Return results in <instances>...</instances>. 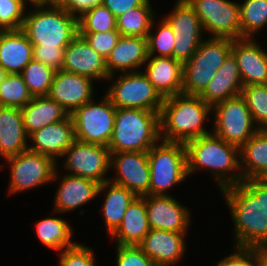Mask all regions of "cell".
Returning <instances> with one entry per match:
<instances>
[{"label": "cell", "instance_id": "1", "mask_svg": "<svg viewBox=\"0 0 267 266\" xmlns=\"http://www.w3.org/2000/svg\"><path fill=\"white\" fill-rule=\"evenodd\" d=\"M230 211L234 246L267 245V215L262 209V179H247L220 191Z\"/></svg>", "mask_w": 267, "mask_h": 266}, {"label": "cell", "instance_id": "2", "mask_svg": "<svg viewBox=\"0 0 267 266\" xmlns=\"http://www.w3.org/2000/svg\"><path fill=\"white\" fill-rule=\"evenodd\" d=\"M185 146L188 176L198 170H207L220 191L243 181L240 148L215 135L212 129L209 134L189 140Z\"/></svg>", "mask_w": 267, "mask_h": 266}, {"label": "cell", "instance_id": "3", "mask_svg": "<svg viewBox=\"0 0 267 266\" xmlns=\"http://www.w3.org/2000/svg\"><path fill=\"white\" fill-rule=\"evenodd\" d=\"M212 113V106L199 95L176 94L164 98L159 114L160 140L186 143L209 134L203 126Z\"/></svg>", "mask_w": 267, "mask_h": 266}, {"label": "cell", "instance_id": "4", "mask_svg": "<svg viewBox=\"0 0 267 266\" xmlns=\"http://www.w3.org/2000/svg\"><path fill=\"white\" fill-rule=\"evenodd\" d=\"M160 141L159 113L137 108H116L110 152H147Z\"/></svg>", "mask_w": 267, "mask_h": 266}, {"label": "cell", "instance_id": "5", "mask_svg": "<svg viewBox=\"0 0 267 266\" xmlns=\"http://www.w3.org/2000/svg\"><path fill=\"white\" fill-rule=\"evenodd\" d=\"M26 12L22 30L32 45L67 47L78 34V17L61 5L31 6Z\"/></svg>", "mask_w": 267, "mask_h": 266}, {"label": "cell", "instance_id": "6", "mask_svg": "<svg viewBox=\"0 0 267 266\" xmlns=\"http://www.w3.org/2000/svg\"><path fill=\"white\" fill-rule=\"evenodd\" d=\"M233 40L208 37L199 45L191 58L183 63V92L200 95L224 60L232 52Z\"/></svg>", "mask_w": 267, "mask_h": 266}, {"label": "cell", "instance_id": "7", "mask_svg": "<svg viewBox=\"0 0 267 266\" xmlns=\"http://www.w3.org/2000/svg\"><path fill=\"white\" fill-rule=\"evenodd\" d=\"M150 167L149 195H169L168 189L187 177L185 143L158 141L147 151Z\"/></svg>", "mask_w": 267, "mask_h": 266}, {"label": "cell", "instance_id": "8", "mask_svg": "<svg viewBox=\"0 0 267 266\" xmlns=\"http://www.w3.org/2000/svg\"><path fill=\"white\" fill-rule=\"evenodd\" d=\"M118 76L114 74L108 77L107 81H114L105 92L116 108H137L160 114L164 98L144 71L125 72Z\"/></svg>", "mask_w": 267, "mask_h": 266}, {"label": "cell", "instance_id": "9", "mask_svg": "<svg viewBox=\"0 0 267 266\" xmlns=\"http://www.w3.org/2000/svg\"><path fill=\"white\" fill-rule=\"evenodd\" d=\"M5 161L10 167L9 190H7L9 195L51 183L60 176L58 162L50 156L30 150L8 157Z\"/></svg>", "mask_w": 267, "mask_h": 266}, {"label": "cell", "instance_id": "10", "mask_svg": "<svg viewBox=\"0 0 267 266\" xmlns=\"http://www.w3.org/2000/svg\"><path fill=\"white\" fill-rule=\"evenodd\" d=\"M100 102L94 99L70 114L75 139L84 143L107 146L113 133L116 107L105 95Z\"/></svg>", "mask_w": 267, "mask_h": 266}, {"label": "cell", "instance_id": "11", "mask_svg": "<svg viewBox=\"0 0 267 266\" xmlns=\"http://www.w3.org/2000/svg\"><path fill=\"white\" fill-rule=\"evenodd\" d=\"M212 111V132L239 148L259 130L241 95L215 104Z\"/></svg>", "mask_w": 267, "mask_h": 266}, {"label": "cell", "instance_id": "12", "mask_svg": "<svg viewBox=\"0 0 267 266\" xmlns=\"http://www.w3.org/2000/svg\"><path fill=\"white\" fill-rule=\"evenodd\" d=\"M200 18L204 32L210 37L241 38L239 2L231 0H187Z\"/></svg>", "mask_w": 267, "mask_h": 266}, {"label": "cell", "instance_id": "13", "mask_svg": "<svg viewBox=\"0 0 267 266\" xmlns=\"http://www.w3.org/2000/svg\"><path fill=\"white\" fill-rule=\"evenodd\" d=\"M170 12L163 18L170 24L174 34L172 57L185 63L202 43L204 30L200 18L187 0H176Z\"/></svg>", "mask_w": 267, "mask_h": 266}, {"label": "cell", "instance_id": "14", "mask_svg": "<svg viewBox=\"0 0 267 266\" xmlns=\"http://www.w3.org/2000/svg\"><path fill=\"white\" fill-rule=\"evenodd\" d=\"M110 154L107 146L75 140L64 152L65 163L62 165L69 171L67 174L94 180L101 185L109 180L106 174L110 170Z\"/></svg>", "mask_w": 267, "mask_h": 266}, {"label": "cell", "instance_id": "15", "mask_svg": "<svg viewBox=\"0 0 267 266\" xmlns=\"http://www.w3.org/2000/svg\"><path fill=\"white\" fill-rule=\"evenodd\" d=\"M110 169L116 177L109 181L126 187L137 196L149 195L150 167L147 152H110Z\"/></svg>", "mask_w": 267, "mask_h": 266}, {"label": "cell", "instance_id": "16", "mask_svg": "<svg viewBox=\"0 0 267 266\" xmlns=\"http://www.w3.org/2000/svg\"><path fill=\"white\" fill-rule=\"evenodd\" d=\"M150 229L187 233L190 210L172 195H144Z\"/></svg>", "mask_w": 267, "mask_h": 266}, {"label": "cell", "instance_id": "17", "mask_svg": "<svg viewBox=\"0 0 267 266\" xmlns=\"http://www.w3.org/2000/svg\"><path fill=\"white\" fill-rule=\"evenodd\" d=\"M94 81L84 75L58 70L54 74L48 97L59 103L69 114L93 100Z\"/></svg>", "mask_w": 267, "mask_h": 266}, {"label": "cell", "instance_id": "18", "mask_svg": "<svg viewBox=\"0 0 267 266\" xmlns=\"http://www.w3.org/2000/svg\"><path fill=\"white\" fill-rule=\"evenodd\" d=\"M62 70L87 76L94 81H107L109 77L106 58L97 53L79 33L65 48Z\"/></svg>", "mask_w": 267, "mask_h": 266}, {"label": "cell", "instance_id": "19", "mask_svg": "<svg viewBox=\"0 0 267 266\" xmlns=\"http://www.w3.org/2000/svg\"><path fill=\"white\" fill-rule=\"evenodd\" d=\"M187 233L150 229L138 245L156 266H174L186 252Z\"/></svg>", "mask_w": 267, "mask_h": 266}, {"label": "cell", "instance_id": "20", "mask_svg": "<svg viewBox=\"0 0 267 266\" xmlns=\"http://www.w3.org/2000/svg\"><path fill=\"white\" fill-rule=\"evenodd\" d=\"M244 86L267 84V52L254 38L233 40L232 52Z\"/></svg>", "mask_w": 267, "mask_h": 266}, {"label": "cell", "instance_id": "21", "mask_svg": "<svg viewBox=\"0 0 267 266\" xmlns=\"http://www.w3.org/2000/svg\"><path fill=\"white\" fill-rule=\"evenodd\" d=\"M28 139L32 142L28 145V150L50 156L57 162L76 140L72 117L37 130L31 133Z\"/></svg>", "mask_w": 267, "mask_h": 266}, {"label": "cell", "instance_id": "22", "mask_svg": "<svg viewBox=\"0 0 267 266\" xmlns=\"http://www.w3.org/2000/svg\"><path fill=\"white\" fill-rule=\"evenodd\" d=\"M58 182L60 184L55 193L53 214L71 212L99 196L100 184L94 180L64 174Z\"/></svg>", "mask_w": 267, "mask_h": 266}, {"label": "cell", "instance_id": "23", "mask_svg": "<svg viewBox=\"0 0 267 266\" xmlns=\"http://www.w3.org/2000/svg\"><path fill=\"white\" fill-rule=\"evenodd\" d=\"M147 59V38L121 36L106 58L108 74L111 76L120 71L121 73L139 71Z\"/></svg>", "mask_w": 267, "mask_h": 266}, {"label": "cell", "instance_id": "24", "mask_svg": "<svg viewBox=\"0 0 267 266\" xmlns=\"http://www.w3.org/2000/svg\"><path fill=\"white\" fill-rule=\"evenodd\" d=\"M144 72L163 98L183 92V63L173 57L148 56Z\"/></svg>", "mask_w": 267, "mask_h": 266}, {"label": "cell", "instance_id": "25", "mask_svg": "<svg viewBox=\"0 0 267 266\" xmlns=\"http://www.w3.org/2000/svg\"><path fill=\"white\" fill-rule=\"evenodd\" d=\"M242 88L236 58L230 53L199 96L206 104L213 107L226 99L241 95Z\"/></svg>", "mask_w": 267, "mask_h": 266}, {"label": "cell", "instance_id": "26", "mask_svg": "<svg viewBox=\"0 0 267 266\" xmlns=\"http://www.w3.org/2000/svg\"><path fill=\"white\" fill-rule=\"evenodd\" d=\"M33 60V45L22 29L0 30V64L8 74H20Z\"/></svg>", "mask_w": 267, "mask_h": 266}, {"label": "cell", "instance_id": "27", "mask_svg": "<svg viewBox=\"0 0 267 266\" xmlns=\"http://www.w3.org/2000/svg\"><path fill=\"white\" fill-rule=\"evenodd\" d=\"M27 141L21 108L0 106V157L6 159L28 150Z\"/></svg>", "mask_w": 267, "mask_h": 266}, {"label": "cell", "instance_id": "28", "mask_svg": "<svg viewBox=\"0 0 267 266\" xmlns=\"http://www.w3.org/2000/svg\"><path fill=\"white\" fill-rule=\"evenodd\" d=\"M149 231L144 196H137L128 206L122 223L110 236L117 245L138 246Z\"/></svg>", "mask_w": 267, "mask_h": 266}, {"label": "cell", "instance_id": "29", "mask_svg": "<svg viewBox=\"0 0 267 266\" xmlns=\"http://www.w3.org/2000/svg\"><path fill=\"white\" fill-rule=\"evenodd\" d=\"M105 193L102 203V217L109 236L122 223L128 206L137 197L135 193L126 187L117 185L111 181H105L99 186L98 195Z\"/></svg>", "mask_w": 267, "mask_h": 266}, {"label": "cell", "instance_id": "30", "mask_svg": "<svg viewBox=\"0 0 267 266\" xmlns=\"http://www.w3.org/2000/svg\"><path fill=\"white\" fill-rule=\"evenodd\" d=\"M25 131L31 133L43 127L64 120L70 116L68 111L48 96L33 97L21 108Z\"/></svg>", "mask_w": 267, "mask_h": 266}, {"label": "cell", "instance_id": "31", "mask_svg": "<svg viewBox=\"0 0 267 266\" xmlns=\"http://www.w3.org/2000/svg\"><path fill=\"white\" fill-rule=\"evenodd\" d=\"M243 180L267 179V129H259L240 147Z\"/></svg>", "mask_w": 267, "mask_h": 266}, {"label": "cell", "instance_id": "32", "mask_svg": "<svg viewBox=\"0 0 267 266\" xmlns=\"http://www.w3.org/2000/svg\"><path fill=\"white\" fill-rule=\"evenodd\" d=\"M151 1L146 0L141 6L127 10L116 18V28L121 36L147 38L156 22Z\"/></svg>", "mask_w": 267, "mask_h": 266}, {"label": "cell", "instance_id": "33", "mask_svg": "<svg viewBox=\"0 0 267 266\" xmlns=\"http://www.w3.org/2000/svg\"><path fill=\"white\" fill-rule=\"evenodd\" d=\"M35 227L38 240L52 250L60 252L75 244L71 240L74 232L67 220L57 216L47 217L39 220Z\"/></svg>", "mask_w": 267, "mask_h": 266}, {"label": "cell", "instance_id": "34", "mask_svg": "<svg viewBox=\"0 0 267 266\" xmlns=\"http://www.w3.org/2000/svg\"><path fill=\"white\" fill-rule=\"evenodd\" d=\"M240 5L241 38H254L267 27V0H244Z\"/></svg>", "mask_w": 267, "mask_h": 266}, {"label": "cell", "instance_id": "35", "mask_svg": "<svg viewBox=\"0 0 267 266\" xmlns=\"http://www.w3.org/2000/svg\"><path fill=\"white\" fill-rule=\"evenodd\" d=\"M55 72L53 68L33 59L20 74L30 94L40 97L48 95Z\"/></svg>", "mask_w": 267, "mask_h": 266}, {"label": "cell", "instance_id": "36", "mask_svg": "<svg viewBox=\"0 0 267 266\" xmlns=\"http://www.w3.org/2000/svg\"><path fill=\"white\" fill-rule=\"evenodd\" d=\"M117 30L116 18L103 4L93 6L78 17V33Z\"/></svg>", "mask_w": 267, "mask_h": 266}, {"label": "cell", "instance_id": "37", "mask_svg": "<svg viewBox=\"0 0 267 266\" xmlns=\"http://www.w3.org/2000/svg\"><path fill=\"white\" fill-rule=\"evenodd\" d=\"M21 74H8L0 84V106L23 108L32 100Z\"/></svg>", "mask_w": 267, "mask_h": 266}, {"label": "cell", "instance_id": "38", "mask_svg": "<svg viewBox=\"0 0 267 266\" xmlns=\"http://www.w3.org/2000/svg\"><path fill=\"white\" fill-rule=\"evenodd\" d=\"M241 96L245 99L256 126L267 129V84L244 86Z\"/></svg>", "mask_w": 267, "mask_h": 266}, {"label": "cell", "instance_id": "39", "mask_svg": "<svg viewBox=\"0 0 267 266\" xmlns=\"http://www.w3.org/2000/svg\"><path fill=\"white\" fill-rule=\"evenodd\" d=\"M157 26V32L153 33L150 30L147 37L148 56L172 57L175 42L173 30L164 18L159 21Z\"/></svg>", "mask_w": 267, "mask_h": 266}, {"label": "cell", "instance_id": "40", "mask_svg": "<svg viewBox=\"0 0 267 266\" xmlns=\"http://www.w3.org/2000/svg\"><path fill=\"white\" fill-rule=\"evenodd\" d=\"M26 6L22 0H0V30L22 29Z\"/></svg>", "mask_w": 267, "mask_h": 266}, {"label": "cell", "instance_id": "41", "mask_svg": "<svg viewBox=\"0 0 267 266\" xmlns=\"http://www.w3.org/2000/svg\"><path fill=\"white\" fill-rule=\"evenodd\" d=\"M94 250L91 247L75 243L59 252V266H97Z\"/></svg>", "mask_w": 267, "mask_h": 266}, {"label": "cell", "instance_id": "42", "mask_svg": "<svg viewBox=\"0 0 267 266\" xmlns=\"http://www.w3.org/2000/svg\"><path fill=\"white\" fill-rule=\"evenodd\" d=\"M115 266H156L139 246L116 244Z\"/></svg>", "mask_w": 267, "mask_h": 266}, {"label": "cell", "instance_id": "43", "mask_svg": "<svg viewBox=\"0 0 267 266\" xmlns=\"http://www.w3.org/2000/svg\"><path fill=\"white\" fill-rule=\"evenodd\" d=\"M79 34L82 35L88 44L104 58H107L121 37L118 30Z\"/></svg>", "mask_w": 267, "mask_h": 266}, {"label": "cell", "instance_id": "44", "mask_svg": "<svg viewBox=\"0 0 267 266\" xmlns=\"http://www.w3.org/2000/svg\"><path fill=\"white\" fill-rule=\"evenodd\" d=\"M65 48L33 45V59L53 68L55 71L62 70Z\"/></svg>", "mask_w": 267, "mask_h": 266}, {"label": "cell", "instance_id": "45", "mask_svg": "<svg viewBox=\"0 0 267 266\" xmlns=\"http://www.w3.org/2000/svg\"><path fill=\"white\" fill-rule=\"evenodd\" d=\"M234 253L224 257L216 266H257L254 248L233 247Z\"/></svg>", "mask_w": 267, "mask_h": 266}, {"label": "cell", "instance_id": "46", "mask_svg": "<svg viewBox=\"0 0 267 266\" xmlns=\"http://www.w3.org/2000/svg\"><path fill=\"white\" fill-rule=\"evenodd\" d=\"M146 0H103V5L108 8L115 18L127 10L141 6Z\"/></svg>", "mask_w": 267, "mask_h": 266}, {"label": "cell", "instance_id": "47", "mask_svg": "<svg viewBox=\"0 0 267 266\" xmlns=\"http://www.w3.org/2000/svg\"><path fill=\"white\" fill-rule=\"evenodd\" d=\"M102 3L103 0H64L61 6L70 14L79 17L86 10Z\"/></svg>", "mask_w": 267, "mask_h": 266}, {"label": "cell", "instance_id": "48", "mask_svg": "<svg viewBox=\"0 0 267 266\" xmlns=\"http://www.w3.org/2000/svg\"><path fill=\"white\" fill-rule=\"evenodd\" d=\"M255 250L257 266H267V245L253 247Z\"/></svg>", "mask_w": 267, "mask_h": 266}, {"label": "cell", "instance_id": "49", "mask_svg": "<svg viewBox=\"0 0 267 266\" xmlns=\"http://www.w3.org/2000/svg\"><path fill=\"white\" fill-rule=\"evenodd\" d=\"M262 209L267 215V179H262Z\"/></svg>", "mask_w": 267, "mask_h": 266}, {"label": "cell", "instance_id": "50", "mask_svg": "<svg viewBox=\"0 0 267 266\" xmlns=\"http://www.w3.org/2000/svg\"><path fill=\"white\" fill-rule=\"evenodd\" d=\"M64 0H42V5L52 4V5H61Z\"/></svg>", "mask_w": 267, "mask_h": 266}, {"label": "cell", "instance_id": "51", "mask_svg": "<svg viewBox=\"0 0 267 266\" xmlns=\"http://www.w3.org/2000/svg\"><path fill=\"white\" fill-rule=\"evenodd\" d=\"M8 76V73L4 70L2 65L0 64V84L4 81V79Z\"/></svg>", "mask_w": 267, "mask_h": 266}, {"label": "cell", "instance_id": "52", "mask_svg": "<svg viewBox=\"0 0 267 266\" xmlns=\"http://www.w3.org/2000/svg\"><path fill=\"white\" fill-rule=\"evenodd\" d=\"M25 4H27L26 3V1H28V2H30L29 3V5L31 6H39V5H42V0H22Z\"/></svg>", "mask_w": 267, "mask_h": 266}]
</instances>
